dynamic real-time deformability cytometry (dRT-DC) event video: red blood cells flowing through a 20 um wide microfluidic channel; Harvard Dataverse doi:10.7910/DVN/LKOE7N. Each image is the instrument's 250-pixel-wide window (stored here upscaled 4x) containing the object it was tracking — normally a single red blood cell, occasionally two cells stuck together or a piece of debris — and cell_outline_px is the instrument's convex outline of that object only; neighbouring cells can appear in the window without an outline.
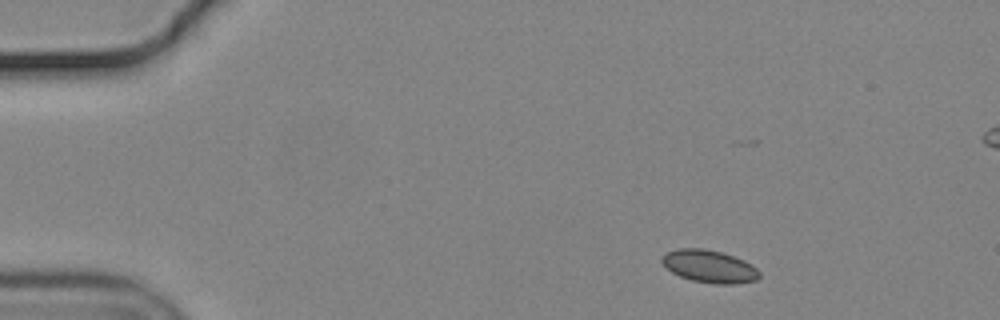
{"species": "common noctule bat (a hibernating species)", "species_latin": "Nyctalus noctula", "temperature_condition": "cold", "stored_images_in_passage": 50, "camera_frame_rate_fps": 3000, "um_per_image_px": 0.085, "animal": {"sex": "male", "body_mass_g": 19.2, "forearm_length_mm": 51.8}, "frame": {"image": 1, "passage_image": 1, "time_ms": 0.0, "image_size_px": [1000, 320], "cell_outline_px": [[760, 276], [756, 280], [736, 284], [716, 284], [692, 280], [680, 276], [672, 272], [660, 260], [668, 252], [680, 248], [704, 248], [720, 252], [744, 260], [752, 264], [760, 272]], "centroid_in_image_um": [60.33, 22.65], "position_along_channel_um": 24.7, "area_um2": 18.32}}
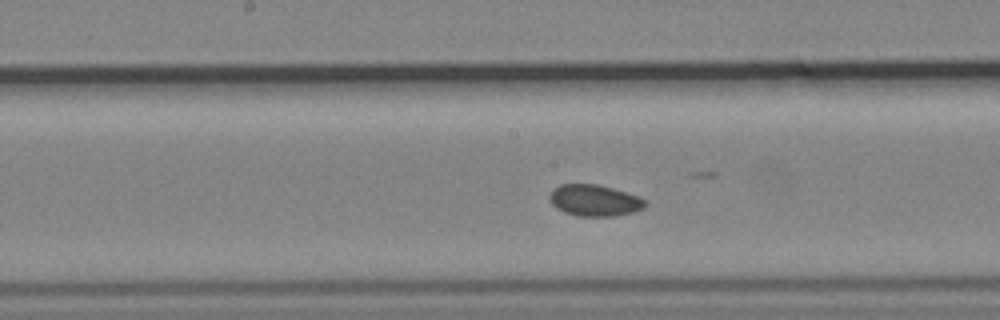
{"frame": {"image": 2, "passage_image": 22, "time_ms": 7.0, "image_size_px": [1000, 320], "cell_outline_px": [[648, 204], [644, 208], [632, 212], [612, 216], [576, 216], [564, 212], [556, 208], [552, 204], [548, 196], [552, 188], [560, 184], [596, 184], [612, 188], [648, 200]], "centroid_in_image_um": [50.5, 17.03], "position_along_channel_um": 197.7, "area_um2": 17.57}}
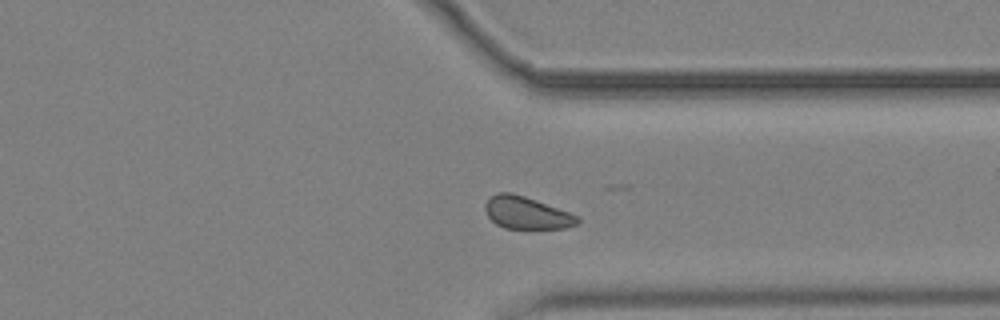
{"frame": {"image": 3, "passage_image": 36, "time_ms": 11.667, "image_size_px": [1000, 320], "cell_outline_px": [[580, 220], [576, 224], [564, 228], [504, 228], [496, 224], [488, 216], [484, 208], [484, 204], [488, 196], [496, 192], [512, 192], [536, 200], [580, 216]], "centroid_in_image_um": [44.72, 18.07], "position_along_channel_um": 366.7, "area_um2": 17.46}, "authors_computed_cell_mechanics": {"area_um2": 17.8602, "velocity_mm_per_s": 3.6265, "shape_relaxation_time_tau1_ms": null, "shape_relaxation_time_tau2_ms": 3.3422, "deformation_change_tau1": null, "deformation_change_tau2": 0.057}}